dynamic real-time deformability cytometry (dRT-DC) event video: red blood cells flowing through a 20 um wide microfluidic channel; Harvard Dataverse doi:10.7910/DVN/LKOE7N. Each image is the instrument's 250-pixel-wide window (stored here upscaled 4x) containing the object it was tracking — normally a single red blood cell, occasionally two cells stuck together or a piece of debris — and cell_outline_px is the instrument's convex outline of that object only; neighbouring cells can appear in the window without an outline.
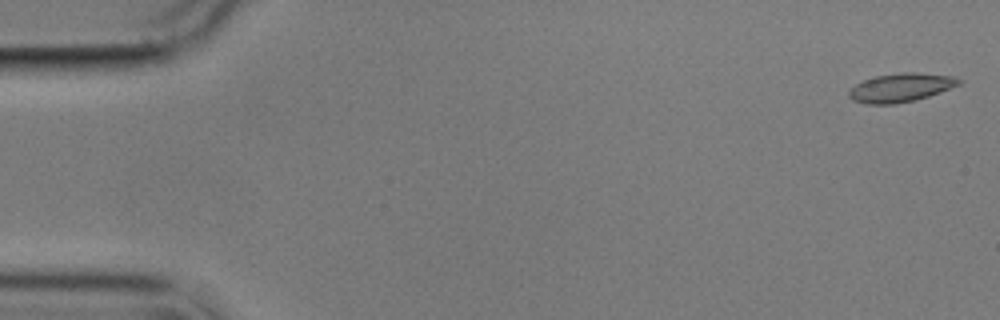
{"species": "common noctule bat (a hibernating species)", "species_latin": "Nyctalus noctula", "temperature_condition": "cold", "stored_images_in_passage": 5, "camera_frame_rate_fps": 3000, "um_per_image_px": 0.085, "animal": {"sex": "male", "body_mass_g": 17.9}, "frame": {"image": 1, "passage_image": 1, "time_ms": 0.0, "image_size_px": [1000, 320], "cell_outline_px": [[964, 80], [960, 84], [928, 96], [916, 100], [896, 104], [868, 104], [852, 100], [848, 96], [848, 92], [856, 84], [864, 80], [876, 76], [904, 72], [916, 72], [956, 76]], "centroid_in_image_um": [76.59, 7.44], "position_along_channel_um": 8.4, "area_um2": 18.38}}
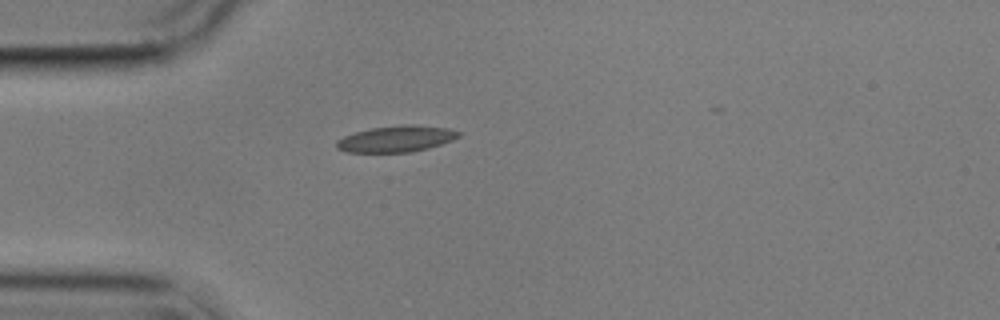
{"frame": {"image": 2, "passage_image": 5, "time_ms": 4.667, "image_size_px": [1000, 320], "cell_outline_px": [[460, 136], [452, 140], [428, 148], [412, 152], [348, 152], [336, 148], [336, 140], [344, 136], [356, 132], [372, 128], [404, 124], [412, 124], [448, 128], [460, 132]], "centroid_in_image_um": [33.68, 11.8], "position_along_channel_um": 51.3, "area_um2": 18.61}}